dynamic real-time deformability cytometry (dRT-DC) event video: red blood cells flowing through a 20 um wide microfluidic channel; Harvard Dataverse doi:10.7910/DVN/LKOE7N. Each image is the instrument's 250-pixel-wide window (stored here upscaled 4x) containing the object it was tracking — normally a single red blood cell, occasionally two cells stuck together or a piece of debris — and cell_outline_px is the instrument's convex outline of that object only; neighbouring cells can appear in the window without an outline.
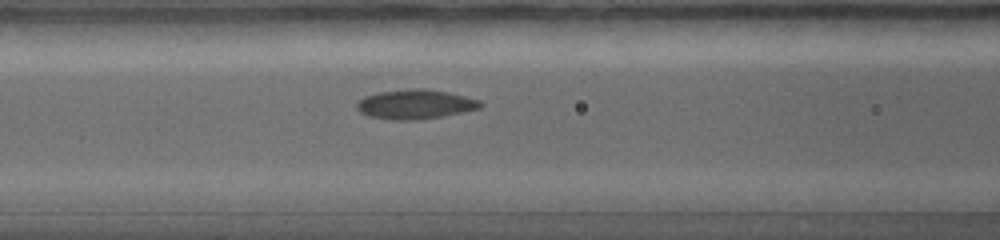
{"species": "common noctule bat (a hibernating species)", "species_latin": "Nyctalus noctula", "temperature_condition": "warm", "stored_images_in_passage": 16, "camera_frame_rate_fps": 5000, "um_per_image_px": 0.085, "animal": {"sex": "female", "body_mass_g": 19.0, "forearm_length_mm": 56.7}, "frame": {"image": 1, "passage_image": 8, "time_ms": 2.4, "image_size_px": [1000, 240], "cell_outline_px": [[484, 104], [480, 108], [464, 112], [444, 116], [416, 120], [392, 120], [368, 116], [360, 112], [356, 108], [356, 104], [364, 96], [380, 92], [412, 88], [428, 88], [448, 92], [480, 100]], "centroid_in_image_um": [35.31, 8.86], "position_along_channel_um": 131.3, "area_um2": 21.39}}
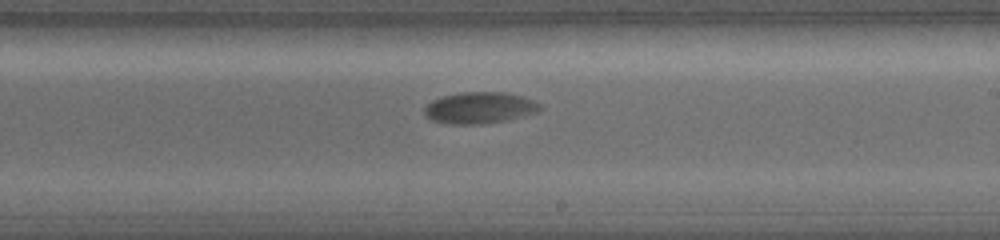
{"frame": {"image": 2, "passage_image": 13, "time_ms": 4.2, "image_size_px": [1000, 240], "cell_outline_px": [[544, 108], [540, 112], [508, 120], [480, 124], [452, 124], [432, 120], [424, 116], [424, 108], [432, 100], [440, 96], [460, 92], [504, 92], [524, 96], [540, 104]], "centroid_in_image_um": [40.79, 9.16], "position_along_channel_um": 248.2, "area_um2": 21.5}}
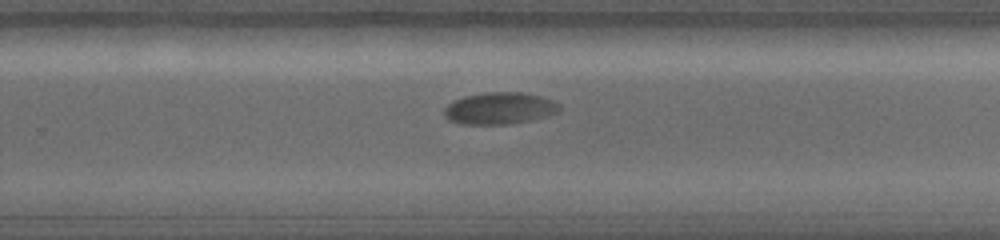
{"frame": {"image": 3, "passage_image": 15, "time_ms": 4.8, "image_size_px": [1000, 240], "cell_outline_px": [[560, 108], [556, 112], [548, 116], [532, 120], [508, 124], [460, 124], [448, 120], [444, 116], [444, 108], [452, 100], [464, 96], [484, 92], [520, 92], [540, 96], [552, 100], [560, 104]], "centroid_in_image_um": [42.43, 9.2], "position_along_channel_um": 287.4, "area_um2": 21.56}}